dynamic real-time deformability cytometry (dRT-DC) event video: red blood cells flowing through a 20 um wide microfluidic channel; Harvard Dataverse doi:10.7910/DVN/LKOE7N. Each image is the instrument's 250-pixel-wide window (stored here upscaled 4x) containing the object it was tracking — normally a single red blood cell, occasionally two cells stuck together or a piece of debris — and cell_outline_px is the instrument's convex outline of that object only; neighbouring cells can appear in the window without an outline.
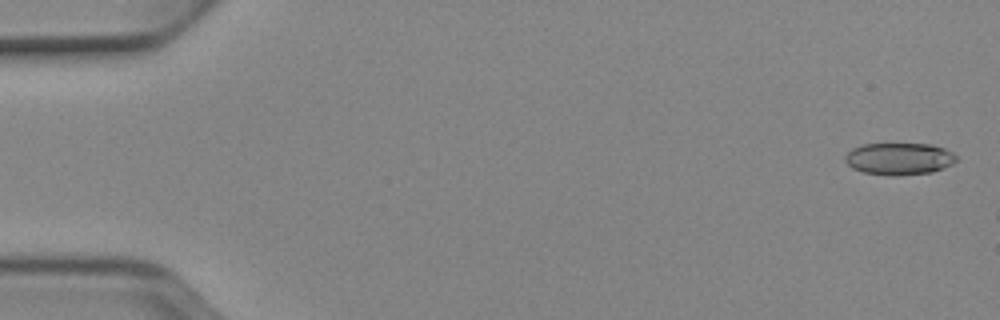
{"species": "Egyptian fruit bat (a non-hibernating species)", "species_latin": "Rousettus aegyptiacus", "temperature_condition": "cold", "stored_images_in_passage": 10, "camera_frame_rate_fps": 3000, "um_per_image_px": 0.085, "animal": {"sex": "female"}, "frame": {"image": 1, "passage_image": 2, "time_ms": 0.333, "image_size_px": [1000, 320], "cell_outline_px": [[956, 160], [952, 164], [944, 168], [932, 172], [896, 176], [888, 176], [864, 172], [852, 168], [844, 160], [844, 156], [852, 148], [864, 144], [932, 144], [944, 148], [952, 152], [956, 156]], "centroid_in_image_um": [76.42, 13.5], "position_along_channel_um": 8.6, "area_um2": 20.87}}